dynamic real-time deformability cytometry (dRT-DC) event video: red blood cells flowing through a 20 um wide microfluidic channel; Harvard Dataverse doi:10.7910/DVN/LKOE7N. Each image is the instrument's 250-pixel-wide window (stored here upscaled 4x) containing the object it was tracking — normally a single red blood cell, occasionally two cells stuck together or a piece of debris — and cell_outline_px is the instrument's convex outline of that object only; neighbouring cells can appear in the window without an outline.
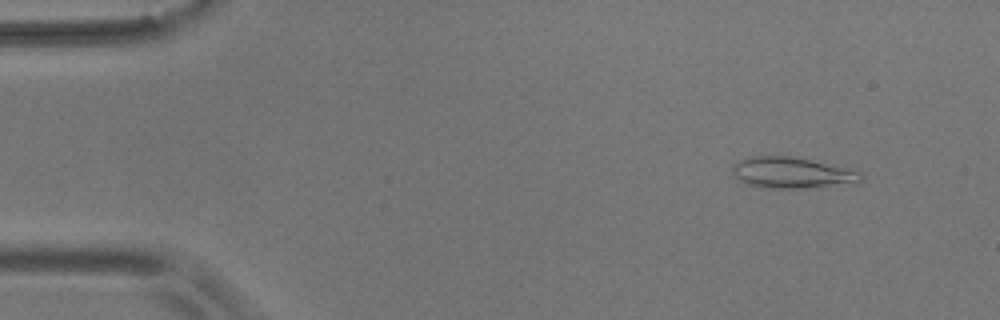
{"species": "common noctule bat (a hibernating species)", "species_latin": "Nyctalus noctula", "temperature_condition": "room temperature", "stored_images_in_passage": 53, "camera_frame_rate_fps": 3000, "um_per_image_px": 0.085, "animal": {"sex": "male", "body_mass_g": 17.9}, "frame": {"image": 1, "passage_image": 4, "time_ms": 1.0, "image_size_px": [1000, 320], "cell_outline_px": [[864, 176], [860, 184], [804, 188], [768, 188], [748, 184], [740, 180], [732, 172], [732, 164], [740, 160], [752, 156], [792, 156], [844, 168], [860, 172]], "centroid_in_image_um": [67.35, 14.7], "position_along_channel_um": 17.6, "area_um2": 23.24}}
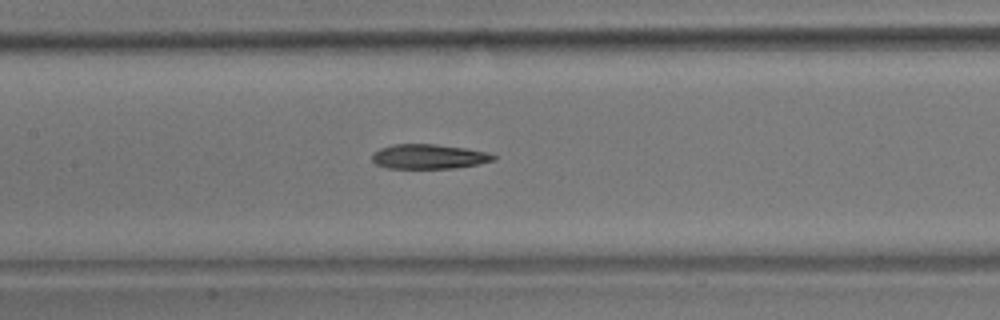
{"frame": {"image": 2, "passage_image": 24, "time_ms": 7.667, "image_size_px": [1000, 320], "cell_outline_px": [[496, 160], [476, 164], [452, 168], [388, 168], [376, 164], [372, 160], [372, 152], [380, 148], [392, 144], [436, 144], [464, 148], [488, 152], [496, 156]], "centroid_in_image_um": [36.42, 13.3], "position_along_channel_um": 171.0, "area_um2": 17.4}}
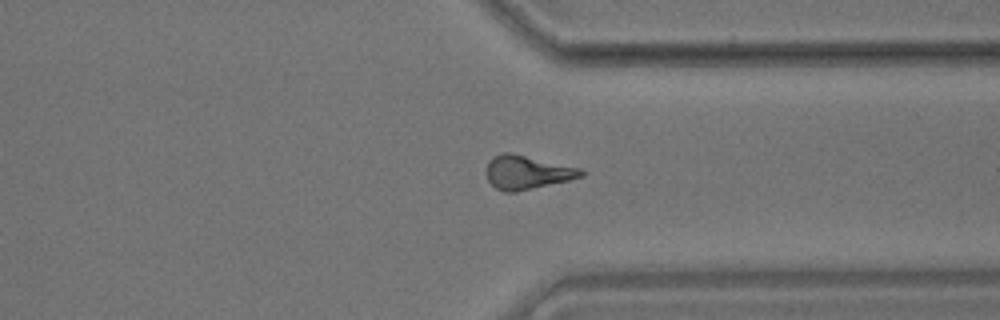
{"frame": {"image": 3, "passage_image": 40, "time_ms": 13.0, "image_size_px": [1000, 320], "cell_outline_px": [[584, 176], [568, 180], [516, 192], [504, 192], [496, 188], [488, 180], [484, 172], [488, 160], [504, 152], [508, 152], [580, 168], [584, 172]], "centroid_in_image_um": [44.75, 14.66], "position_along_channel_um": 366.6, "area_um2": 18.44}, "authors_computed_cell_mechanics": {"area_um2": 18.3226, "velocity_mm_per_s": 3.6858, "shape_relaxation_time_tau1_ms": 10.6087, "shape_relaxation_time_tau2_ms": 9.7868, "deformation_change_tau1": 0.2137, "deformation_change_tau2": 0.2363}}